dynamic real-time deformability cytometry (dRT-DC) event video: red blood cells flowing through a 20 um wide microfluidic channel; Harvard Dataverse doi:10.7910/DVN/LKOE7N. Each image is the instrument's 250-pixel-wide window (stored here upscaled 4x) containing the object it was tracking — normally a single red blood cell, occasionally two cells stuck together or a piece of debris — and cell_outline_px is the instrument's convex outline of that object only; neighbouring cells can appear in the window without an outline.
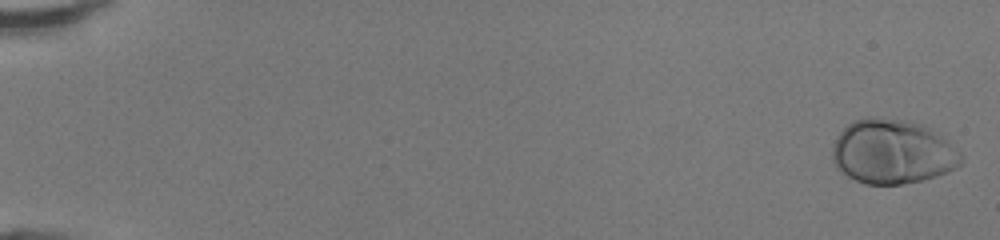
{"species": "human", "species_latin": "Homo sapiens", "temperature_condition": "room temperature", "stored_images_in_passage": 49, "camera_frame_rate_fps": 3000, "um_per_image_px": 0.085, "donor": {"sex": "female"}, "frame": {"image": 1, "passage_image": 1, "time_ms": 0.0, "image_size_px": [1000, 240], "cell_outline_px": [[964, 160], [956, 168], [948, 172], [924, 180], [904, 184], [864, 184], [848, 176], [836, 168], [832, 160], [832, 144], [836, 136], [852, 120], [908, 120], [924, 124], [960, 152], [964, 156]], "centroid_in_image_um": [75.86, 12.94], "position_along_channel_um": 9.1, "area_um2": 47.92}}
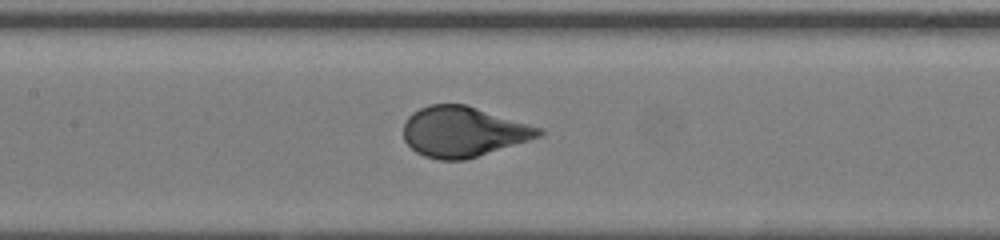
{"frame": {"image": 2, "passage_image": 25, "time_ms": 8.0, "image_size_px": [1000, 240], "cell_outline_px": [[544, 136], [464, 160], [440, 160], [424, 156], [416, 152], [404, 140], [404, 124], [408, 116], [412, 112], [428, 104], [464, 104], [544, 128]], "centroid_in_image_um": [39.4, 11.19], "position_along_channel_um": 168.0, "area_um2": 39.77}}
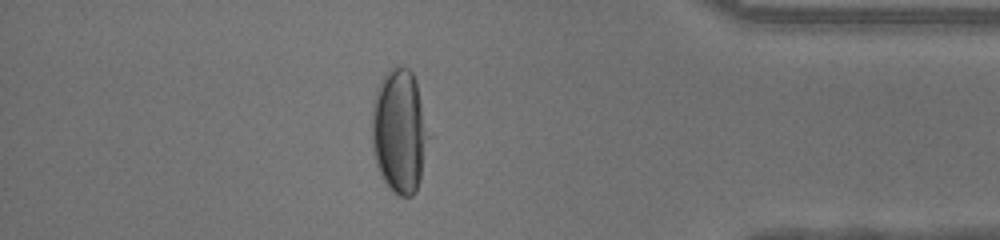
{"frame": {"image": 3, "passage_image": 43, "time_ms": 14.0, "image_size_px": [1000, 240], "cell_outline_px": [[432, 136], [420, 180], [416, 192], [412, 196], [400, 196], [392, 192], [388, 188], [380, 176], [372, 152], [372, 100], [376, 88], [380, 80], [396, 64], [400, 64], [408, 68], [412, 72], [416, 80]], "centroid_in_image_um": [33.98, 11.16], "position_along_channel_um": 401.2, "area_um2": 42.54}}